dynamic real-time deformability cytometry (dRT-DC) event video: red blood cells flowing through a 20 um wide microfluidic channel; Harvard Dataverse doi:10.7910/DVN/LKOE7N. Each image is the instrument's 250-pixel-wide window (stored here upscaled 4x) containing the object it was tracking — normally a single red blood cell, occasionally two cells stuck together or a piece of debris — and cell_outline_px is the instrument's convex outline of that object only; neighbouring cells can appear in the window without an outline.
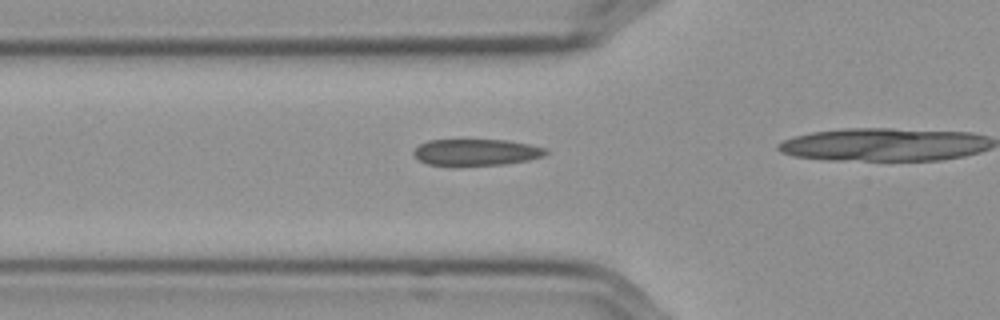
{"species": "Egyptian fruit bat (a non-hibernating species)", "species_latin": "Rousettus aegyptiacus", "temperature_condition": "cold", "stored_images_in_passage": 19, "camera_frame_rate_fps": 3000, "um_per_image_px": 0.085, "frame": {"image": 1, "passage_image": 14, "time_ms": 4.333, "image_size_px": [1000, 320], "cell_outline_px": [[548, 152], [544, 156], [528, 160], [504, 164], [456, 168], [452, 168], [428, 164], [420, 160], [412, 152], [420, 144], [428, 140], [508, 140], [548, 148]], "centroid_in_image_um": [40.46, 12.98], "position_along_channel_um": 85.3, "area_um2": 21.1}}
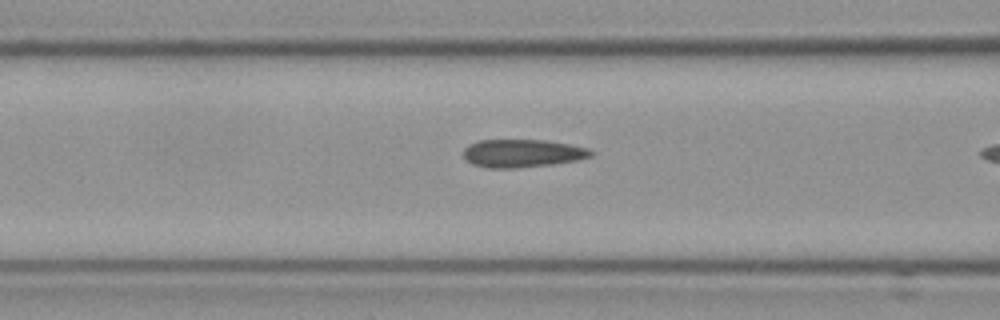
{"frame": {"image": 2, "passage_image": 17, "time_ms": 5.333, "image_size_px": [1000, 320], "cell_outline_px": [[596, 152], [592, 156], [576, 160], [552, 164], [516, 168], [488, 168], [472, 164], [464, 160], [464, 148], [468, 144], [480, 140], [544, 140], [568, 144], [588, 148]], "centroid_in_image_um": [44.38, 13.03], "position_along_channel_um": 122.2, "area_um2": 20.87}}